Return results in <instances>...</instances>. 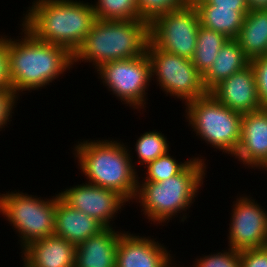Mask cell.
<instances>
[{"label":"cell","instance_id":"23","mask_svg":"<svg viewBox=\"0 0 267 267\" xmlns=\"http://www.w3.org/2000/svg\"><path fill=\"white\" fill-rule=\"evenodd\" d=\"M95 3L96 19L140 20L136 0H97Z\"/></svg>","mask_w":267,"mask_h":267},{"label":"cell","instance_id":"18","mask_svg":"<svg viewBox=\"0 0 267 267\" xmlns=\"http://www.w3.org/2000/svg\"><path fill=\"white\" fill-rule=\"evenodd\" d=\"M123 231L105 227L76 246L74 267H116L117 245Z\"/></svg>","mask_w":267,"mask_h":267},{"label":"cell","instance_id":"29","mask_svg":"<svg viewBox=\"0 0 267 267\" xmlns=\"http://www.w3.org/2000/svg\"><path fill=\"white\" fill-rule=\"evenodd\" d=\"M18 97L11 87L0 89V131L9 124L8 122L12 121L10 118H12L11 114L16 107Z\"/></svg>","mask_w":267,"mask_h":267},{"label":"cell","instance_id":"31","mask_svg":"<svg viewBox=\"0 0 267 267\" xmlns=\"http://www.w3.org/2000/svg\"><path fill=\"white\" fill-rule=\"evenodd\" d=\"M10 87L8 72V38L0 36V89Z\"/></svg>","mask_w":267,"mask_h":267},{"label":"cell","instance_id":"24","mask_svg":"<svg viewBox=\"0 0 267 267\" xmlns=\"http://www.w3.org/2000/svg\"><path fill=\"white\" fill-rule=\"evenodd\" d=\"M167 142L166 136L160 131L153 130L143 133L135 144L137 159H139L137 162L146 166L149 162L164 155L170 151V146Z\"/></svg>","mask_w":267,"mask_h":267},{"label":"cell","instance_id":"16","mask_svg":"<svg viewBox=\"0 0 267 267\" xmlns=\"http://www.w3.org/2000/svg\"><path fill=\"white\" fill-rule=\"evenodd\" d=\"M23 267H74L76 246L55 234L31 242L22 250Z\"/></svg>","mask_w":267,"mask_h":267},{"label":"cell","instance_id":"14","mask_svg":"<svg viewBox=\"0 0 267 267\" xmlns=\"http://www.w3.org/2000/svg\"><path fill=\"white\" fill-rule=\"evenodd\" d=\"M209 93L226 107L242 114L263 108L251 64L221 81Z\"/></svg>","mask_w":267,"mask_h":267},{"label":"cell","instance_id":"27","mask_svg":"<svg viewBox=\"0 0 267 267\" xmlns=\"http://www.w3.org/2000/svg\"><path fill=\"white\" fill-rule=\"evenodd\" d=\"M193 267H241L240 251L228 248V251L203 255L195 259Z\"/></svg>","mask_w":267,"mask_h":267},{"label":"cell","instance_id":"20","mask_svg":"<svg viewBox=\"0 0 267 267\" xmlns=\"http://www.w3.org/2000/svg\"><path fill=\"white\" fill-rule=\"evenodd\" d=\"M236 40L250 61L267 55V9L250 10Z\"/></svg>","mask_w":267,"mask_h":267},{"label":"cell","instance_id":"2","mask_svg":"<svg viewBox=\"0 0 267 267\" xmlns=\"http://www.w3.org/2000/svg\"><path fill=\"white\" fill-rule=\"evenodd\" d=\"M23 15L20 25L36 39L63 46L72 54L96 21L93 3L83 0H35Z\"/></svg>","mask_w":267,"mask_h":267},{"label":"cell","instance_id":"4","mask_svg":"<svg viewBox=\"0 0 267 267\" xmlns=\"http://www.w3.org/2000/svg\"><path fill=\"white\" fill-rule=\"evenodd\" d=\"M149 41L146 20L96 19L87 38L73 54V63H93L97 70L106 63L143 55Z\"/></svg>","mask_w":267,"mask_h":267},{"label":"cell","instance_id":"21","mask_svg":"<svg viewBox=\"0 0 267 267\" xmlns=\"http://www.w3.org/2000/svg\"><path fill=\"white\" fill-rule=\"evenodd\" d=\"M200 25L224 34L229 39H236L248 12H238L233 8H214L207 1L196 6Z\"/></svg>","mask_w":267,"mask_h":267},{"label":"cell","instance_id":"5","mask_svg":"<svg viewBox=\"0 0 267 267\" xmlns=\"http://www.w3.org/2000/svg\"><path fill=\"white\" fill-rule=\"evenodd\" d=\"M193 160L176 176L162 182H140L134 197L140 203L141 212L155 224L167 223L191 207L203 185L206 174L205 159ZM182 212V214H181Z\"/></svg>","mask_w":267,"mask_h":267},{"label":"cell","instance_id":"3","mask_svg":"<svg viewBox=\"0 0 267 267\" xmlns=\"http://www.w3.org/2000/svg\"><path fill=\"white\" fill-rule=\"evenodd\" d=\"M87 183L117 191L130 204L137 191V170L128 146L121 141L84 140L73 151Z\"/></svg>","mask_w":267,"mask_h":267},{"label":"cell","instance_id":"1","mask_svg":"<svg viewBox=\"0 0 267 267\" xmlns=\"http://www.w3.org/2000/svg\"><path fill=\"white\" fill-rule=\"evenodd\" d=\"M21 29V39L8 36L10 87L18 96L46 87L74 66L73 54L67 48L39 41L25 27Z\"/></svg>","mask_w":267,"mask_h":267},{"label":"cell","instance_id":"33","mask_svg":"<svg viewBox=\"0 0 267 267\" xmlns=\"http://www.w3.org/2000/svg\"><path fill=\"white\" fill-rule=\"evenodd\" d=\"M249 10L267 9V0H246Z\"/></svg>","mask_w":267,"mask_h":267},{"label":"cell","instance_id":"12","mask_svg":"<svg viewBox=\"0 0 267 267\" xmlns=\"http://www.w3.org/2000/svg\"><path fill=\"white\" fill-rule=\"evenodd\" d=\"M59 195L68 205L96 219L104 227H112L111 221L116 213L128 202L117 191L86 182L66 188Z\"/></svg>","mask_w":267,"mask_h":267},{"label":"cell","instance_id":"15","mask_svg":"<svg viewBox=\"0 0 267 267\" xmlns=\"http://www.w3.org/2000/svg\"><path fill=\"white\" fill-rule=\"evenodd\" d=\"M241 128L240 144L233 157L248 168L259 169L267 161V107L244 113Z\"/></svg>","mask_w":267,"mask_h":267},{"label":"cell","instance_id":"26","mask_svg":"<svg viewBox=\"0 0 267 267\" xmlns=\"http://www.w3.org/2000/svg\"><path fill=\"white\" fill-rule=\"evenodd\" d=\"M140 19L149 23L158 15L186 6V0H136Z\"/></svg>","mask_w":267,"mask_h":267},{"label":"cell","instance_id":"9","mask_svg":"<svg viewBox=\"0 0 267 267\" xmlns=\"http://www.w3.org/2000/svg\"><path fill=\"white\" fill-rule=\"evenodd\" d=\"M103 85L133 109H145L147 89L151 80V62L147 53L139 57L117 60L97 69Z\"/></svg>","mask_w":267,"mask_h":267},{"label":"cell","instance_id":"34","mask_svg":"<svg viewBox=\"0 0 267 267\" xmlns=\"http://www.w3.org/2000/svg\"><path fill=\"white\" fill-rule=\"evenodd\" d=\"M203 1H207V0H186V5L187 6H196L197 4L203 2Z\"/></svg>","mask_w":267,"mask_h":267},{"label":"cell","instance_id":"22","mask_svg":"<svg viewBox=\"0 0 267 267\" xmlns=\"http://www.w3.org/2000/svg\"><path fill=\"white\" fill-rule=\"evenodd\" d=\"M228 39L222 33L199 26L195 53L191 60L202 76L209 70Z\"/></svg>","mask_w":267,"mask_h":267},{"label":"cell","instance_id":"25","mask_svg":"<svg viewBox=\"0 0 267 267\" xmlns=\"http://www.w3.org/2000/svg\"><path fill=\"white\" fill-rule=\"evenodd\" d=\"M192 160L193 158L184 163L178 162L168 151L154 161L149 162L146 166H143L147 167V172L144 175L146 178H143L144 181L142 180L141 182H162L167 180L179 174Z\"/></svg>","mask_w":267,"mask_h":267},{"label":"cell","instance_id":"35","mask_svg":"<svg viewBox=\"0 0 267 267\" xmlns=\"http://www.w3.org/2000/svg\"><path fill=\"white\" fill-rule=\"evenodd\" d=\"M259 169L267 171V161Z\"/></svg>","mask_w":267,"mask_h":267},{"label":"cell","instance_id":"32","mask_svg":"<svg viewBox=\"0 0 267 267\" xmlns=\"http://www.w3.org/2000/svg\"><path fill=\"white\" fill-rule=\"evenodd\" d=\"M214 8H233L238 12H249L246 0H207Z\"/></svg>","mask_w":267,"mask_h":267},{"label":"cell","instance_id":"6","mask_svg":"<svg viewBox=\"0 0 267 267\" xmlns=\"http://www.w3.org/2000/svg\"><path fill=\"white\" fill-rule=\"evenodd\" d=\"M185 106V119L196 136L233 157L241 140L243 114L226 107L209 92Z\"/></svg>","mask_w":267,"mask_h":267},{"label":"cell","instance_id":"17","mask_svg":"<svg viewBox=\"0 0 267 267\" xmlns=\"http://www.w3.org/2000/svg\"><path fill=\"white\" fill-rule=\"evenodd\" d=\"M55 232L75 246L98 234L105 227L96 219L68 205L56 194Z\"/></svg>","mask_w":267,"mask_h":267},{"label":"cell","instance_id":"7","mask_svg":"<svg viewBox=\"0 0 267 267\" xmlns=\"http://www.w3.org/2000/svg\"><path fill=\"white\" fill-rule=\"evenodd\" d=\"M55 210L56 194L47 200L19 190L0 194V213L18 232L22 249L31 242L54 235Z\"/></svg>","mask_w":267,"mask_h":267},{"label":"cell","instance_id":"11","mask_svg":"<svg viewBox=\"0 0 267 267\" xmlns=\"http://www.w3.org/2000/svg\"><path fill=\"white\" fill-rule=\"evenodd\" d=\"M255 200L245 195L233 202L228 246L234 250L267 246V211Z\"/></svg>","mask_w":267,"mask_h":267},{"label":"cell","instance_id":"13","mask_svg":"<svg viewBox=\"0 0 267 267\" xmlns=\"http://www.w3.org/2000/svg\"><path fill=\"white\" fill-rule=\"evenodd\" d=\"M155 240L124 231L117 245L116 267H176L170 251Z\"/></svg>","mask_w":267,"mask_h":267},{"label":"cell","instance_id":"10","mask_svg":"<svg viewBox=\"0 0 267 267\" xmlns=\"http://www.w3.org/2000/svg\"><path fill=\"white\" fill-rule=\"evenodd\" d=\"M200 21L193 6L158 15L149 23L150 42L158 49L192 59Z\"/></svg>","mask_w":267,"mask_h":267},{"label":"cell","instance_id":"30","mask_svg":"<svg viewBox=\"0 0 267 267\" xmlns=\"http://www.w3.org/2000/svg\"><path fill=\"white\" fill-rule=\"evenodd\" d=\"M241 267H267V246L240 251Z\"/></svg>","mask_w":267,"mask_h":267},{"label":"cell","instance_id":"8","mask_svg":"<svg viewBox=\"0 0 267 267\" xmlns=\"http://www.w3.org/2000/svg\"><path fill=\"white\" fill-rule=\"evenodd\" d=\"M146 53L151 62V78L156 76V84L166 96H175V99L177 97L186 104L208 93L204 88L202 75L191 59L158 49L150 41Z\"/></svg>","mask_w":267,"mask_h":267},{"label":"cell","instance_id":"28","mask_svg":"<svg viewBox=\"0 0 267 267\" xmlns=\"http://www.w3.org/2000/svg\"><path fill=\"white\" fill-rule=\"evenodd\" d=\"M256 76L257 93L262 107H267V55L250 61Z\"/></svg>","mask_w":267,"mask_h":267},{"label":"cell","instance_id":"19","mask_svg":"<svg viewBox=\"0 0 267 267\" xmlns=\"http://www.w3.org/2000/svg\"><path fill=\"white\" fill-rule=\"evenodd\" d=\"M250 64L236 39H228L221 47L209 70L202 76L204 88L210 92L216 85Z\"/></svg>","mask_w":267,"mask_h":267}]
</instances>
